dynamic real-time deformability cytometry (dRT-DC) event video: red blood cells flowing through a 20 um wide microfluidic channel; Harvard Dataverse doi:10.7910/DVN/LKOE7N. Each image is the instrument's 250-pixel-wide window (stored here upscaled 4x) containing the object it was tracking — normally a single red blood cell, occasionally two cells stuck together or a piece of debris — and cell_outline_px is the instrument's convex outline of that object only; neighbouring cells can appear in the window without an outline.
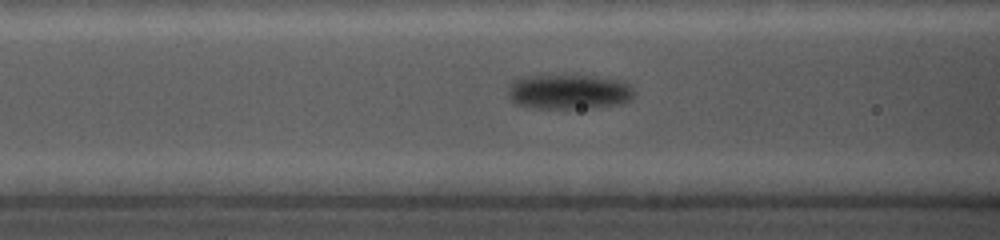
{"species": "common noctule bat (a hibernating species)", "species_latin": "Nyctalus noctula", "temperature_condition": "cold", "stored_images_in_passage": 27, "segment_of_instrument_passage": [1, 2], "camera_frame_rate_fps": 5000, "um_per_image_px": 0.085, "animal": {"sex": "female", "body_mass_g": 19.0, "forearm_length_mm": 56.7}, "frame": {"image": 1, "passage_image": 6, "time_ms": 2.6, "image_size_px": [1000, 240], "cell_outline_px": [[636, 92], [632, 100], [620, 104], [572, 108], [536, 108], [516, 104], [508, 96], [508, 92], [512, 84], [520, 76], [560, 72], [576, 72], [624, 80]], "centroid_in_image_um": [48.39, 7.71], "position_along_channel_um": 118.2, "area_um2": 26.88}}
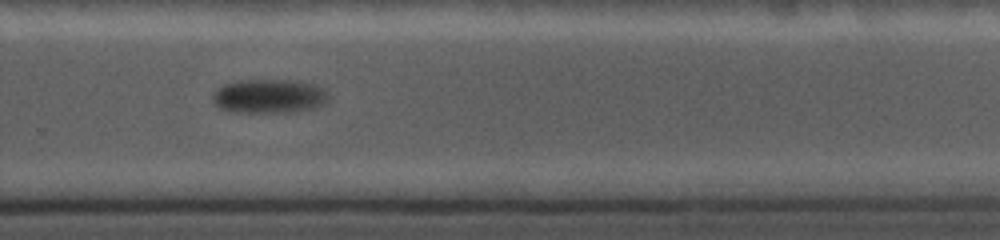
{"frame": {"image": 2, "passage_image": 17, "time_ms": 8.0, "image_size_px": [1000, 240], "cell_outline_px": [[328, 100], [316, 108], [292, 112], [228, 112], [220, 108], [212, 100], [212, 96], [224, 84], [240, 80], [296, 80], [316, 84], [324, 88], [328, 92]], "centroid_in_image_um": [22.92, 8.17], "position_along_channel_um": 306.9, "area_um2": 23.18}}
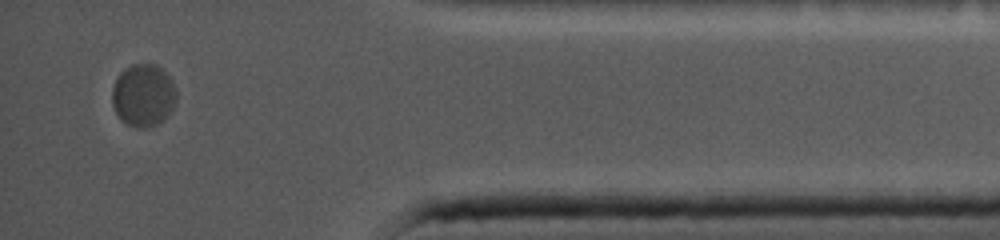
{"frame": {"image": 3, "passage_image": 25, "time_ms": 11.8, "image_size_px": [1000, 240], "cell_outline_px": [[176, 104], [164, 120], [148, 128], [136, 128], [120, 120], [112, 104], [112, 88], [120, 72], [124, 68], [132, 64], [156, 64], [168, 76], [176, 88]], "centroid_in_image_um": [12.18, 8.11], "position_along_channel_um": 423.0, "area_um2": 23.58}}